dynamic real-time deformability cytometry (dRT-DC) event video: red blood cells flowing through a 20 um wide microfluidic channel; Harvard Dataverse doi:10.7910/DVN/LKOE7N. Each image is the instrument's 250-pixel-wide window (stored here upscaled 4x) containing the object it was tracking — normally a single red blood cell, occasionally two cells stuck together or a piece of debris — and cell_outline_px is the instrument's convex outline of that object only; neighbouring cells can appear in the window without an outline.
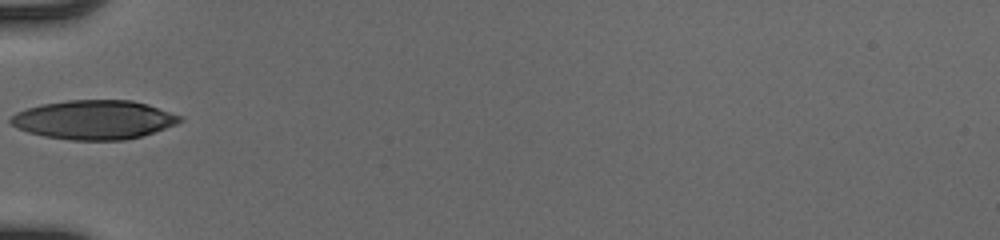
{"species": "human", "species_latin": "Homo sapiens", "temperature_condition": "cold", "stored_images_in_passage": 22, "camera_frame_rate_fps": 3000, "um_per_image_px": 0.085, "donor": {"sex": "male"}, "frame": {"image": 1, "passage_image": 1, "time_ms": 0.0, "image_size_px": [1000, 240], "cell_outline_px": [[172, 120], [148, 132], [136, 136], [60, 136], [36, 108], [56, 104], [92, 100], [116, 100], [140, 104], [152, 108]], "centroid_in_image_um": [8.7, 10.07], "position_along_channel_um": 76.3, "area_um2": 26.76}}
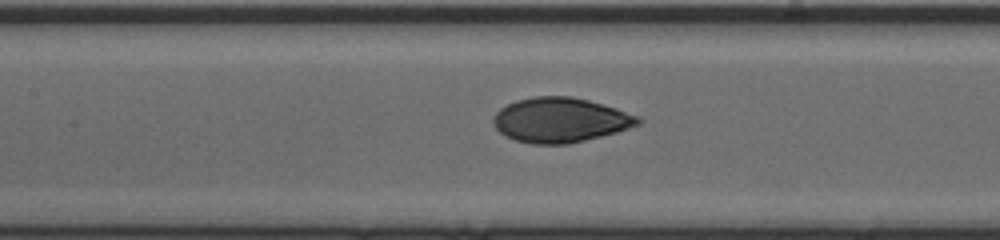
{"frame": {"image": 2, "passage_image": 7, "time_ms": 2.0, "image_size_px": [1000, 240], "cell_outline_px": [[632, 120], [628, 124], [620, 128], [608, 132], [576, 140], [524, 140], [512, 136], [500, 128], [500, 124], [504, 112], [508, 108], [516, 104], [528, 100], [580, 100], [608, 108]], "centroid_in_image_um": [47.58, 10.21], "position_along_channel_um": 159.8, "area_um2": 29.59}}
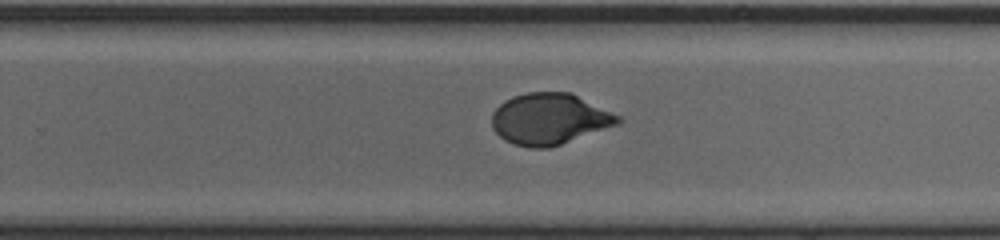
{"frame": {"image": 3, "passage_image": 16, "time_ms": 5.0, "image_size_px": [1000, 240], "cell_outline_px": [[612, 120], [604, 124], [556, 144], [524, 144], [512, 140], [504, 136], [500, 132], [496, 112], [504, 104], [520, 96], [544, 92], [556, 92], [572, 96], [612, 116]], "centroid_in_image_um": [46.57, 10.06], "position_along_channel_um": 283.2, "area_um2": 30.92}}